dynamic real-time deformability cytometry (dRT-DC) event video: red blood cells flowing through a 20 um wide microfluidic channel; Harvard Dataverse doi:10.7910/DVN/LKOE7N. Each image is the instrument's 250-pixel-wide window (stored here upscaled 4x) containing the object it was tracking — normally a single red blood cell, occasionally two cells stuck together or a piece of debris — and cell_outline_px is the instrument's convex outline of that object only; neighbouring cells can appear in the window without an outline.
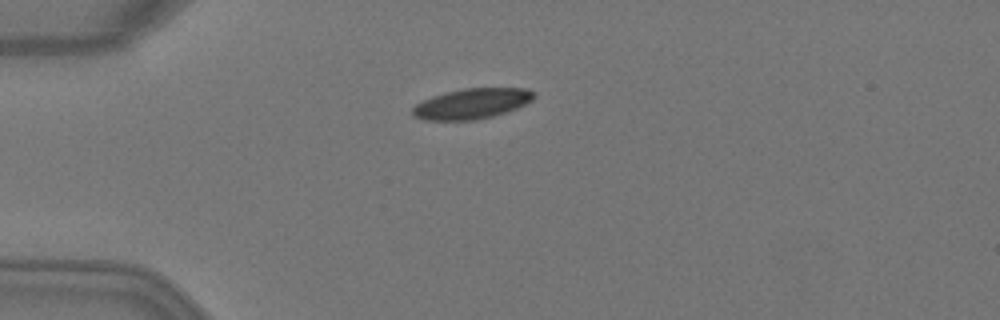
{"species": "Egyptian fruit bat (a non-hibernating species)", "species_latin": "Rousettus aegyptiacus", "temperature_condition": "warm", "stored_images_in_passage": 2, "camera_frame_rate_fps": 3000, "um_per_image_px": 0.085, "animal": {"sex": "female"}, "frame": {"image": 1, "passage_image": 2, "time_ms": 0.333, "image_size_px": [1000, 320], "cell_outline_px": [[536, 96], [532, 100], [516, 108], [492, 116], [476, 120], [424, 120], [412, 116], [412, 108], [416, 104], [432, 96], [464, 88], [528, 88], [536, 92]], "centroid_in_image_um": [40.11, 8.81], "position_along_channel_um": 44.9, "area_um2": 21.44}}